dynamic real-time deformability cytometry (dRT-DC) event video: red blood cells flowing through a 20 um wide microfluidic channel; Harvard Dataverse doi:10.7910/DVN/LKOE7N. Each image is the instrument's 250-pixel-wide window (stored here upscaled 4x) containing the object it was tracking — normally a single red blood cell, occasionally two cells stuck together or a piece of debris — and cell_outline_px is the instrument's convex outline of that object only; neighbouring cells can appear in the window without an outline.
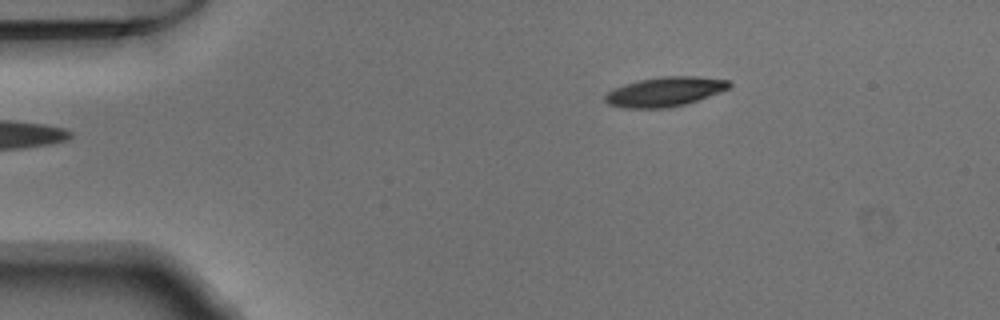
{"species": "Egyptian fruit bat (a non-hibernating species)", "species_latin": "Rousettus aegyptiacus", "temperature_condition": "warm", "stored_images_in_passage": 43, "camera_frame_rate_fps": 3000, "um_per_image_px": 0.085, "animal": {"sex": "male"}, "frame": {"image": 1, "passage_image": 1, "time_ms": 0.0, "image_size_px": [1000, 320], "cell_outline_px": [[732, 84], [728, 88], [720, 92], [684, 104], [664, 108], [624, 108], [608, 104], [604, 100], [604, 96], [612, 88], [624, 84], [640, 80], [660, 76], [696, 76], [728, 80]], "centroid_in_image_um": [56.47, 7.79], "position_along_channel_um": 28.5, "area_um2": 21.21}}
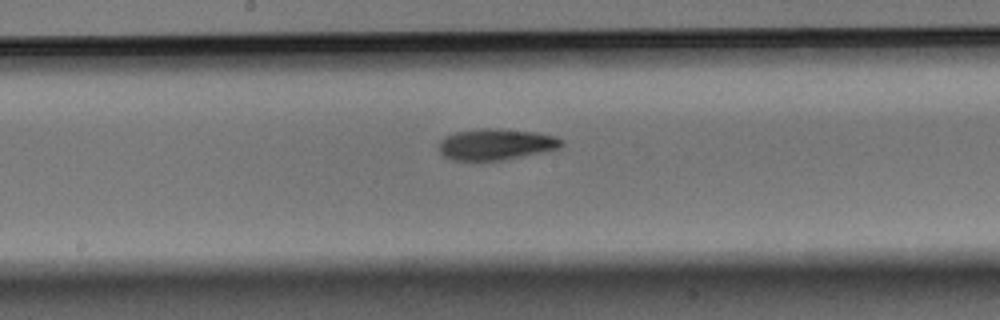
{"frame": {"image": 2, "passage_image": 19, "time_ms": 6.0, "image_size_px": [1000, 320], "cell_outline_px": [[564, 144], [556, 148], [520, 156], [500, 160], [452, 160], [444, 156], [440, 152], [440, 140], [444, 136], [456, 132], [480, 128], [500, 128], [536, 132], [556, 136], [564, 140]], "centroid_in_image_um": [42.13, 12.24], "position_along_channel_um": 206.1, "area_um2": 22.08}}
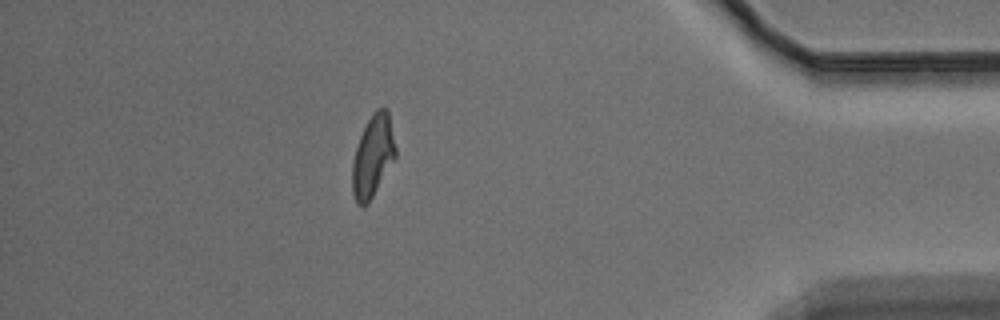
{"frame": {"image": 3, "passage_image": 37, "time_ms": 12.0, "image_size_px": [1000, 320], "cell_outline_px": [[396, 156], [368, 204], [356, 204], [352, 192], [352, 164], [356, 148], [360, 136], [368, 120], [376, 108], [388, 108], [396, 148]], "centroid_in_image_um": [31.69, 13.26], "position_along_channel_um": 403.5, "area_um2": 20.46}}